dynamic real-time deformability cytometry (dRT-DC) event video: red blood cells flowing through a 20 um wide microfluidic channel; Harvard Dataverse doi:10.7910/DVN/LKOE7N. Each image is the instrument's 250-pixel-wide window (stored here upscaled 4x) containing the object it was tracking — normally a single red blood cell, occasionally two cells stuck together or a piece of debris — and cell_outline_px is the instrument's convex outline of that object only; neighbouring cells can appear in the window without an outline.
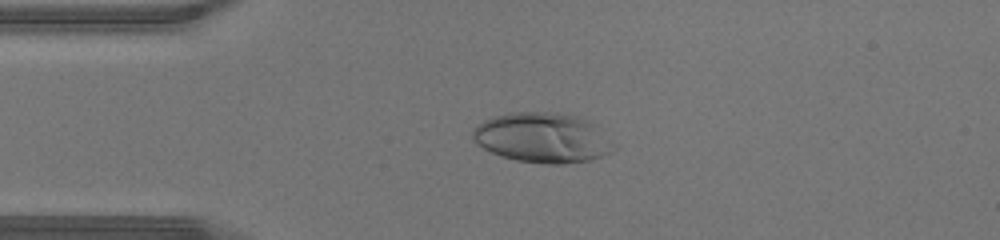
{"species": "human", "species_latin": "Homo sapiens", "temperature_condition": "warm", "stored_images_in_passage": 35, "camera_frame_rate_fps": 3000, "um_per_image_px": 0.085, "donor": {"sex": "male"}, "frame": {"image": 1, "passage_image": 1, "time_ms": 0.0, "image_size_px": [1000, 240], "cell_outline_px": [[616, 148], [612, 152], [592, 160], [564, 164], [548, 164], [516, 160], [500, 156], [476, 144], [472, 136], [472, 128], [484, 120], [492, 116], [508, 112], [548, 112], [576, 116], [588, 120], [596, 124]], "centroid_in_image_um": [46.1, 11.71], "position_along_channel_um": 38.9, "area_um2": 41.27}}
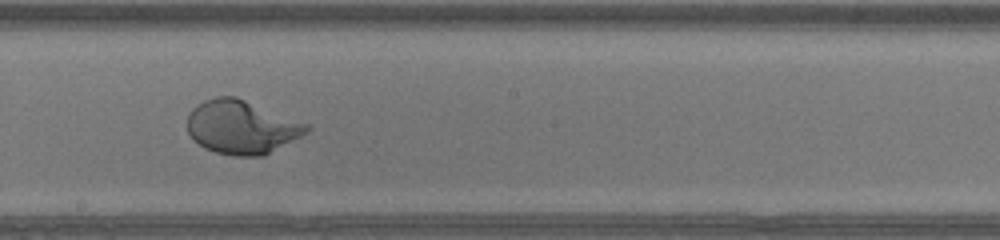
{"frame": {"image": 2, "passage_image": 15, "time_ms": 4.667, "image_size_px": [1000, 240], "cell_outline_px": [[312, 128], [308, 132], [264, 156], [232, 156], [216, 152], [204, 148], [188, 132], [188, 112], [196, 104], [204, 100], [216, 96], [236, 96], [308, 124]], "centroid_in_image_um": [20.53, 10.8], "position_along_channel_um": 227.7, "area_um2": 37.22}}
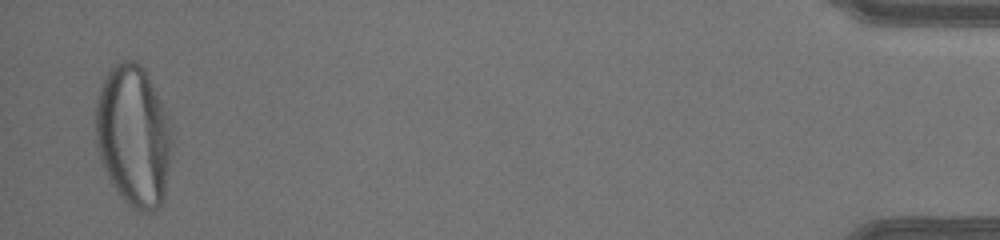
{"frame": {"image": 3, "passage_image": 34, "time_ms": 11.0, "image_size_px": [1000, 240], "cell_outline_px": [[172, 120], [168, 168], [164, 200], [160, 208], [152, 212], [136, 212], [120, 196], [112, 184], [100, 160], [96, 144], [96, 104], [100, 88], [108, 72], [120, 60], [136, 60], [144, 68]], "centroid_in_image_um": [11.36, 11.56], "position_along_channel_um": 423.8, "area_um2": 63.12}}